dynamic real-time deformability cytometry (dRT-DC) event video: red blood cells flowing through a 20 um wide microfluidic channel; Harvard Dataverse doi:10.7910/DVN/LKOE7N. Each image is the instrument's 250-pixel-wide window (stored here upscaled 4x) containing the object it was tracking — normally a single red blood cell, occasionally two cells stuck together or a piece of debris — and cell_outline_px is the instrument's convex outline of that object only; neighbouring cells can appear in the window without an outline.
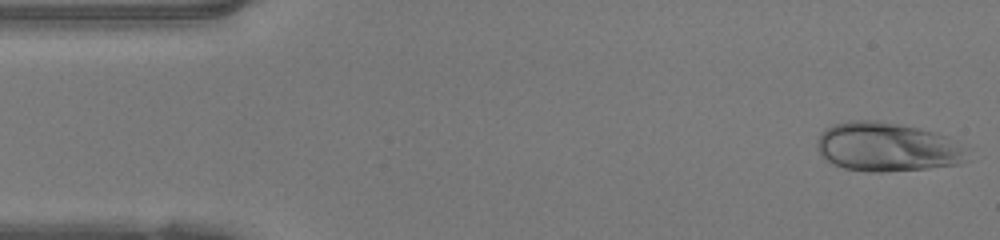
{"species": "human", "species_latin": "Homo sapiens", "temperature_condition": "warm", "stored_images_in_passage": 46, "camera_frame_rate_fps": 3000, "um_per_image_px": 0.085, "donor": {"sex": "female"}, "frame": {"image": 1, "passage_image": 1, "time_ms": 0.0, "image_size_px": [1000, 240], "cell_outline_px": [[968, 148], [956, 164], [928, 168], [880, 172], [872, 172], [844, 168], [820, 156], [816, 148], [816, 144], [820, 132], [836, 124], [848, 120], [876, 120], [920, 128], [948, 136], [956, 140]], "centroid_in_image_um": [75.36, 12.48], "position_along_channel_um": 9.6, "area_um2": 42.66}}
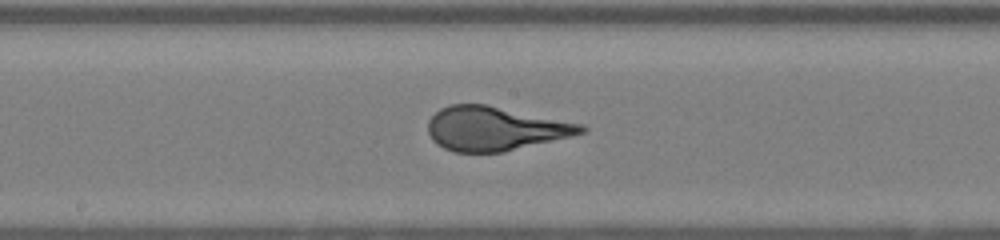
{"frame": {"image": 2, "passage_image": 23, "time_ms": 7.333, "image_size_px": [1000, 240], "cell_outline_px": [[588, 128], [584, 132], [504, 152], [452, 152], [436, 144], [432, 140], [428, 132], [428, 120], [440, 108], [448, 104], [484, 104], [584, 124]], "centroid_in_image_um": [42.02, 10.93], "position_along_channel_um": 206.2, "area_um2": 39.02}}
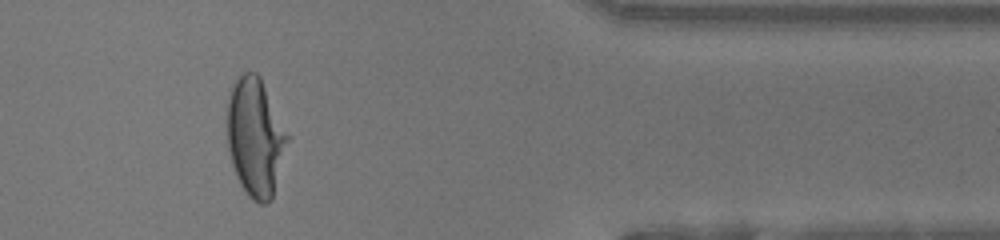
{"frame": {"image": 3, "passage_image": 38, "time_ms": 12.333, "image_size_px": [1000, 240], "cell_outline_px": [[288, 140], [272, 200], [268, 204], [260, 204], [252, 200], [248, 196], [240, 184], [236, 176], [228, 152], [228, 96], [236, 80], [244, 72], [256, 72], [260, 76], [288, 136]], "centroid_in_image_um": [21.69, 11.71], "position_along_channel_um": 389.7, "area_um2": 41.04}}